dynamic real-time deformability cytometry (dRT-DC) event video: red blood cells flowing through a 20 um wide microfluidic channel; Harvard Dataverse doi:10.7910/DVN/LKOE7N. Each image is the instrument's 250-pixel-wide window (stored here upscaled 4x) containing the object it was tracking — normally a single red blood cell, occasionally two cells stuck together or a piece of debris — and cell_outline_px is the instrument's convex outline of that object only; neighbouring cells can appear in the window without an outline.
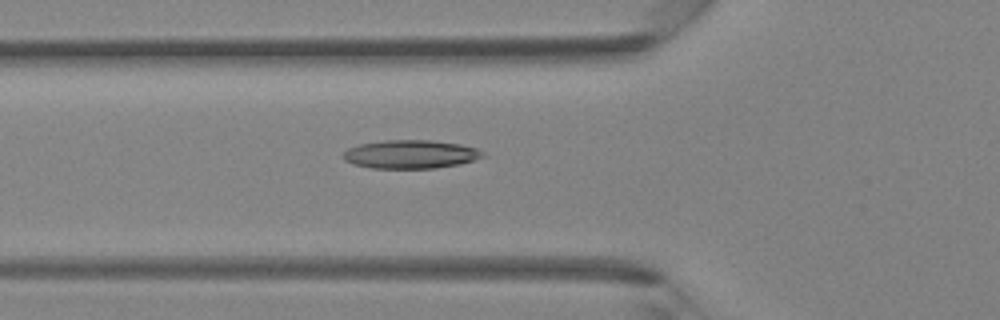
{"species": "Egyptian fruit bat (a non-hibernating species)", "species_latin": "Rousettus aegyptiacus", "temperature_condition": "room temperature", "stored_images_in_passage": 26, "camera_frame_rate_fps": 3000, "um_per_image_px": 0.085, "animal": {"sex": "female"}, "frame": {"image": 1, "passage_image": 2, "time_ms": 0.333, "image_size_px": [1000, 320], "cell_outline_px": [[484, 156], [460, 164], [436, 168], [372, 168], [352, 164], [344, 160], [344, 152], [348, 148], [360, 144], [384, 140], [432, 140], [460, 144], [476, 148], [484, 152]], "centroid_in_image_um": [34.89, 13.11], "position_along_channel_um": 90.9, "area_um2": 23.12}}
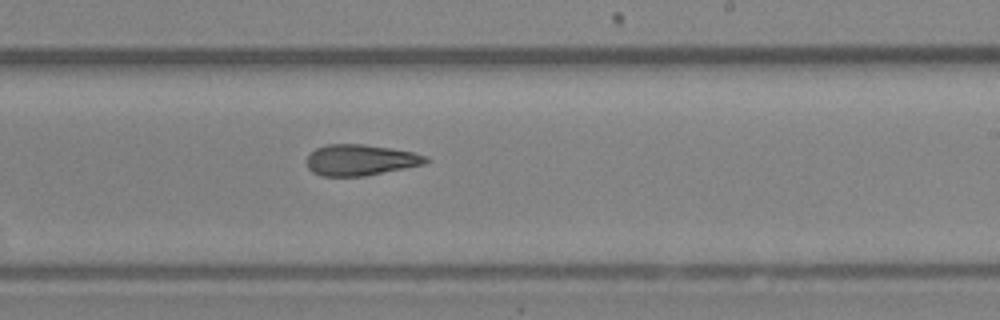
{"frame": {"image": 2, "passage_image": 12, "time_ms": 3.667, "image_size_px": [1000, 320], "cell_outline_px": [[432, 160], [424, 164], [364, 176], [320, 176], [312, 172], [308, 168], [308, 156], [316, 148], [328, 144], [364, 144], [412, 152], [428, 156]], "centroid_in_image_um": [30.65, 13.6], "position_along_channel_um": 258.4, "area_um2": 21.39}}
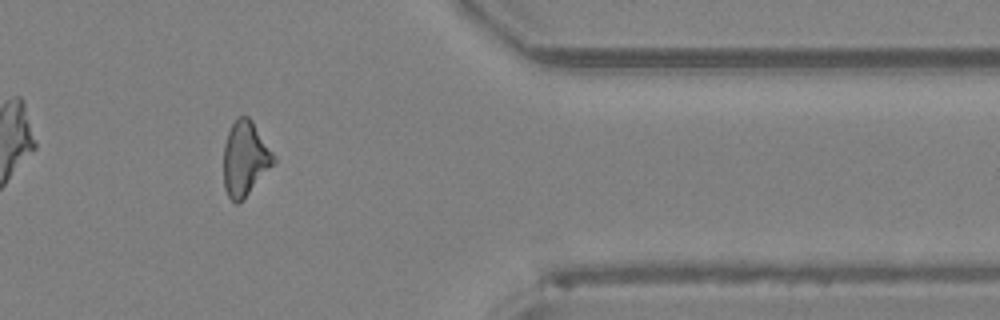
{"frame": {"image": 3, "passage_image": 21, "time_ms": 6.667, "image_size_px": [1000, 320], "cell_outline_px": [[276, 160], [248, 192], [236, 204], [228, 196], [224, 188], [224, 144], [228, 132], [236, 116], [248, 116], [252, 120], [276, 156]], "centroid_in_image_um": [20.82, 13.41], "position_along_channel_um": 390.6, "area_um2": 21.33}}